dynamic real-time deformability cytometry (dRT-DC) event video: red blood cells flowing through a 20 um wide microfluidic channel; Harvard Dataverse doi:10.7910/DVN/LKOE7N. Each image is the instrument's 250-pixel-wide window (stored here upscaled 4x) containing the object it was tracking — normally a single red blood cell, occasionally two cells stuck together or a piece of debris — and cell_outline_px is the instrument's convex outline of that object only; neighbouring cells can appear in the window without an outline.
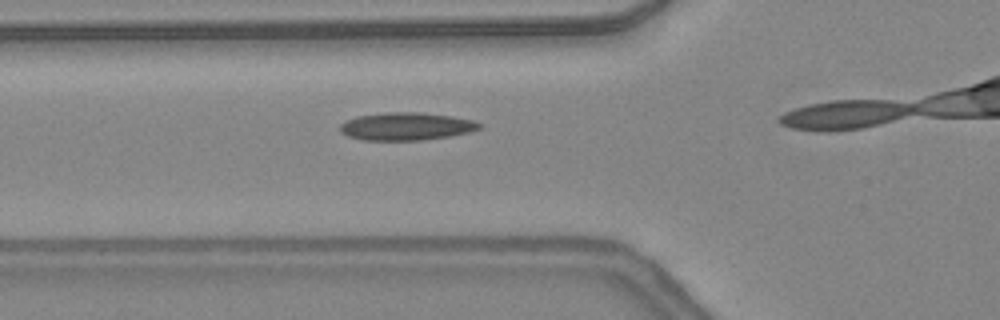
{"species": "common noctule bat (a hibernating species)", "species_latin": "Nyctalus noctula", "temperature_condition": "warm", "stored_images_in_passage": 14, "camera_frame_rate_fps": 3000, "um_per_image_px": 0.085, "animal": {"sex": "female", "body_mass_g": 24.6, "forearm_length_mm": 56.2}, "frame": {"image": 1, "passage_image": 10, "time_ms": 3.0, "image_size_px": [1000, 320], "cell_outline_px": [[480, 128], [472, 132], [448, 136], [420, 140], [364, 140], [348, 136], [340, 132], [340, 124], [356, 116], [384, 112], [420, 112], [452, 116], [472, 120], [480, 124]], "centroid_in_image_um": [34.51, 10.73], "position_along_channel_um": 91.3, "area_um2": 22.48}}